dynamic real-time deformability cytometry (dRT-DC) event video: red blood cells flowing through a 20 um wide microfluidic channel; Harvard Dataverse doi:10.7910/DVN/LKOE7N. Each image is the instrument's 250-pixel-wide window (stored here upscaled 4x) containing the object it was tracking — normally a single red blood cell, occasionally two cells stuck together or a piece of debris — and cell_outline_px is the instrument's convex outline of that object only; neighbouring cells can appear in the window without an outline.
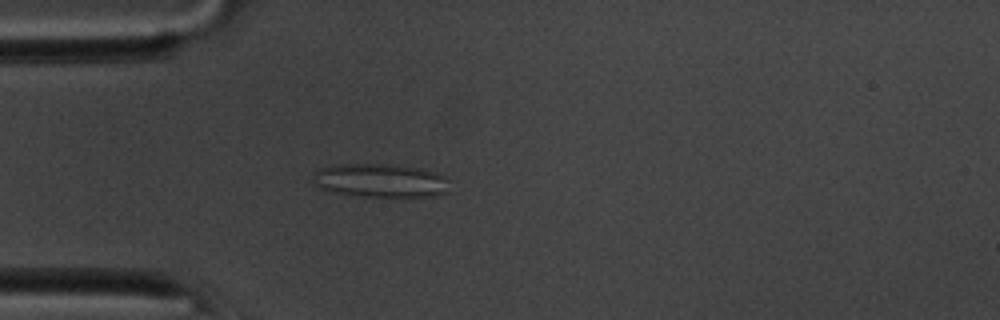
{"species": "common noctule bat (a hibernating species)", "species_latin": "Nyctalus noctula", "temperature_condition": "room temperature", "stored_images_in_passage": 54, "camera_frame_rate_fps": 3000, "um_per_image_px": 0.085, "animal": {"sex": "male", "body_mass_g": 20.1, "forearm_length_mm": 53.5}, "frame": {"image": 1, "passage_image": 15, "time_ms": 4.667, "image_size_px": [1000, 320], "cell_outline_px": [[452, 192], [432, 196], [364, 196], [336, 192], [320, 188], [312, 180], [312, 176], [320, 168], [332, 164], [388, 164], [424, 168], [444, 176]], "centroid_in_image_um": [32.37, 15.33], "position_along_channel_um": 52.6, "area_um2": 26.82}}
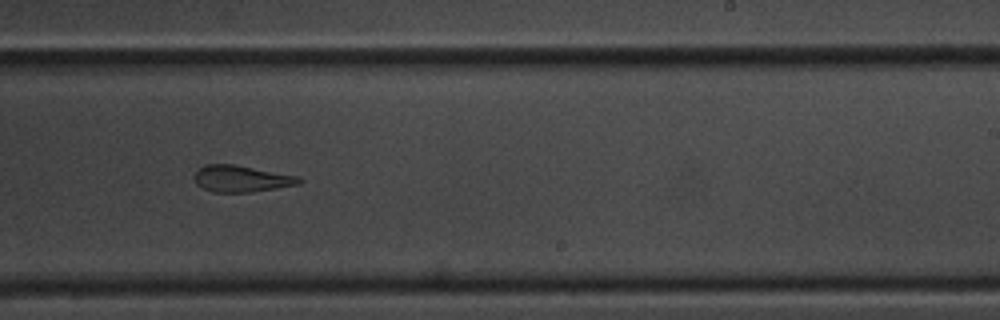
{"frame": {"image": 2, "passage_image": 33, "time_ms": 10.667, "image_size_px": [1000, 320], "cell_outline_px": [[304, 180], [300, 184], [252, 192], [212, 192], [196, 184], [196, 172], [204, 164], [232, 164], [300, 176]], "centroid_in_image_um": [20.57, 15.19], "position_along_channel_um": 268.4, "area_um2": 16.13}}
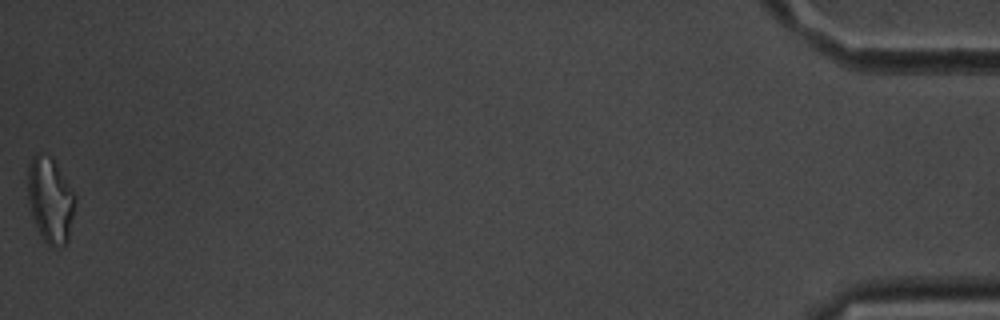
{"frame": {"image": 3, "passage_image": 54, "time_ms": 17.667, "image_size_px": [1000, 320], "cell_outline_px": [[76, 200], [68, 240], [60, 248], [52, 248], [44, 240], [36, 228], [32, 216], [28, 196], [28, 164], [32, 156], [36, 152], [40, 152], [48, 156], [52, 160], [76, 196]], "centroid_in_image_um": [4.26, 17.04], "position_along_channel_um": 430.9, "area_um2": 23.35}, "authors_computed_cell_mechanics": {"area_um2": 19.0162, "velocity_mm_per_s": 3.7163, "shape_relaxation_time_tau1_ms": null, "shape_relaxation_time_tau2_ms": 3.1816, "deformation_change_tau1": null, "deformation_change_tau2": 0.1341}}